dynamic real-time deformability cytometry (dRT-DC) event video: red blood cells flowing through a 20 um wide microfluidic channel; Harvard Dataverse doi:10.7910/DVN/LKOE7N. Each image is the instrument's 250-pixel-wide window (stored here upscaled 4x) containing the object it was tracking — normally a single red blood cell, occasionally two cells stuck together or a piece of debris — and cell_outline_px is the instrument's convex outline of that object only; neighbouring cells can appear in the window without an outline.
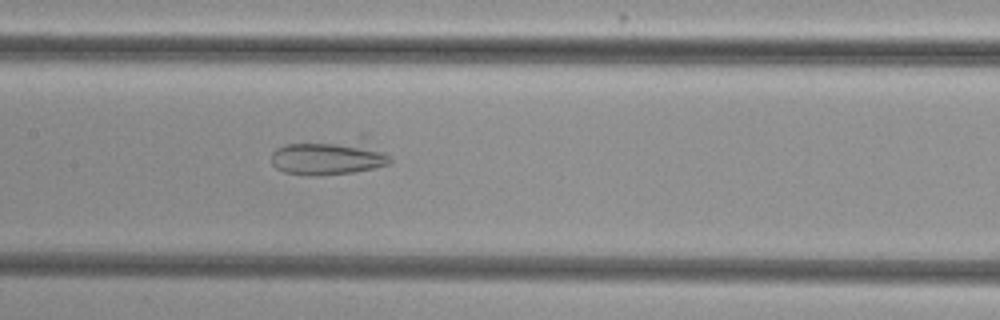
{"species": "common noctule bat (a hibernating species)", "species_latin": "Nyctalus noctula", "temperature_condition": "cold", "stored_images_in_passage": 43, "camera_frame_rate_fps": 3000, "um_per_image_px": 0.085, "animal": {"sex": "female", "body_mass_g": 29.2, "forearm_length_mm": 56.3}, "frame": {"image": 1, "passage_image": 25, "time_ms": 8.0, "image_size_px": [1000, 320], "cell_outline_px": [[392, 164], [376, 168], [352, 172], [320, 176], [308, 176], [284, 172], [276, 168], [272, 164], [272, 152], [276, 148], [288, 144], [360, 132], [368, 136], [392, 160]], "centroid_in_image_um": [28.08, 13.25], "position_along_channel_um": 179.3, "area_um2": 26.76}}
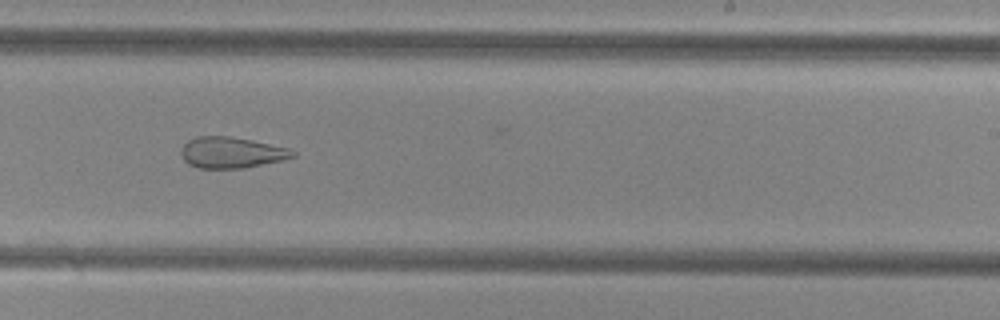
{"frame": {"image": 2, "passage_image": 32, "time_ms": 10.333, "image_size_px": [1000, 320], "cell_outline_px": [[296, 156], [284, 160], [244, 168], [200, 168], [188, 164], [184, 160], [180, 152], [180, 148], [188, 140], [196, 136], [228, 136], [252, 140], [288, 148], [296, 152]], "centroid_in_image_um": [19.67, 12.96], "position_along_channel_um": 269.3, "area_um2": 20.29}}
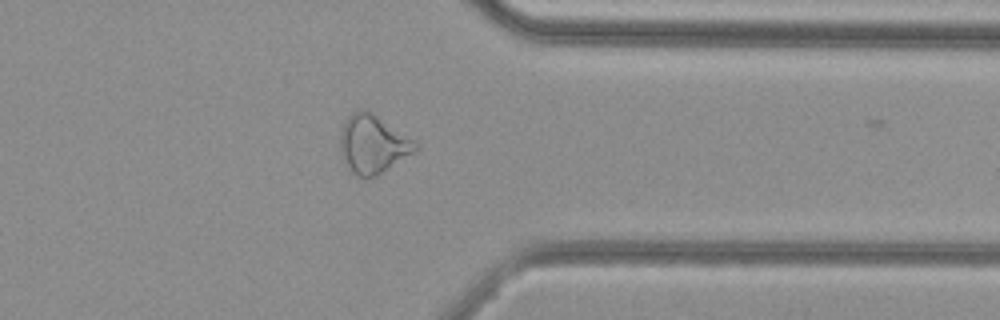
{"frame": {"image": 3, "passage_image": 41, "time_ms": 13.333, "image_size_px": [1000, 320], "cell_outline_px": [[420, 144], [412, 152], [376, 176], [364, 180], [348, 172], [340, 152], [340, 132], [344, 120], [352, 112], [360, 108], [364, 108], [372, 112], [416, 140]], "centroid_in_image_um": [31.64, 12.25], "position_along_channel_um": 379.8, "area_um2": 26.01}}